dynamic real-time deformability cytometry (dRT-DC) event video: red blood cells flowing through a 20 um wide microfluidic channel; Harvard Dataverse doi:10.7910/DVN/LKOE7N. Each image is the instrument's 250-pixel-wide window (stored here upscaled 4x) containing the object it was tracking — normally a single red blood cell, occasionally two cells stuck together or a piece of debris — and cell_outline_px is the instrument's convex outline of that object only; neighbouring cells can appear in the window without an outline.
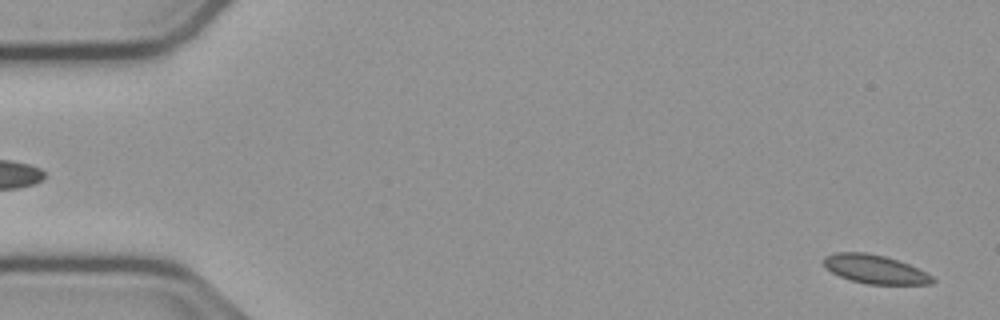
{"species": "common noctule bat (a hibernating species)", "species_latin": "Nyctalus noctula", "temperature_condition": "cold", "stored_images_in_passage": 55, "camera_frame_rate_fps": 3000, "um_per_image_px": 0.085, "animal": {"sex": "male", "body_mass_g": 23.1, "forearm_length_mm": 52.7}, "frame": {"image": 1, "passage_image": 2, "time_ms": 0.333, "image_size_px": [1000, 320], "cell_outline_px": [[936, 280], [932, 284], [868, 284], [852, 280], [840, 276], [832, 272], [824, 264], [824, 256], [836, 252], [868, 252], [884, 256], [908, 264], [932, 276]], "centroid_in_image_um": [74.37, 22.88], "position_along_channel_um": 10.6, "area_um2": 17.92}}
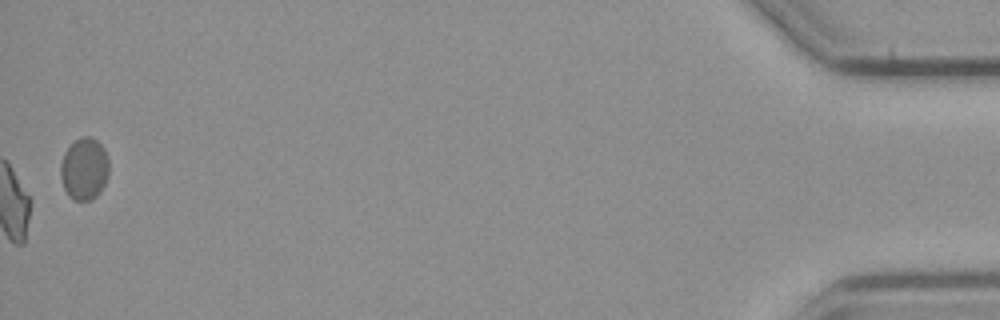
{"frame": {"image": 2, "passage_image": 55, "time_ms": 18.0, "image_size_px": [1000, 320], "cell_outline_px": [[108, 176], [100, 192], [92, 200], [72, 200], [68, 196], [64, 188], [60, 176], [60, 164], [64, 152], [80, 136], [88, 136], [96, 140], [104, 148], [108, 160]], "centroid_in_image_um": [7.15, 14.37], "position_along_channel_um": 428.1, "area_um2": 17.57}, "authors_computed_cell_mechanics": {"area_um2": 17.7446, "velocity_mm_per_s": 3.7777, "shape_relaxation_time_tau1_ms": null, "shape_relaxation_time_tau2_ms": 4.0507, "deformation_change_tau1": null, "deformation_change_tau2": 0.1027}}